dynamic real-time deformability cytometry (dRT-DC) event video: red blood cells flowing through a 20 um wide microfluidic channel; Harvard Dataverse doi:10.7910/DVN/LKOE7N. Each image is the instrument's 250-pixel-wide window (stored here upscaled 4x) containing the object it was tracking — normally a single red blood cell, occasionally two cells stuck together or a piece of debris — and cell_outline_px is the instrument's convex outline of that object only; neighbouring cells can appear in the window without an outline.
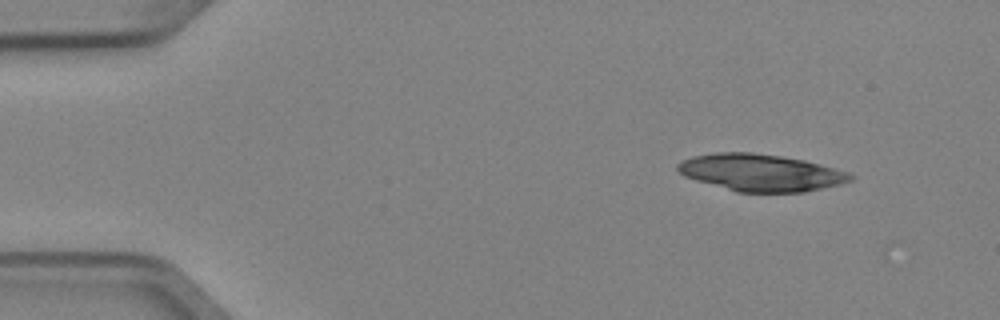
{"species": "Egyptian fruit bat (a non-hibernating species)", "species_latin": "Rousettus aegyptiacus", "temperature_condition": "cold", "stored_images_in_passage": 4, "camera_frame_rate_fps": 3000, "um_per_image_px": 0.085, "animal": {"sex": "female"}, "frame": {"image": 1, "passage_image": 4, "time_ms": 1.0, "image_size_px": [1000, 320], "cell_outline_px": [[852, 180], [804, 192], [736, 192], [696, 180], [684, 176], [676, 168], [676, 164], [680, 160], [692, 156], [716, 152], [752, 152], [780, 156], [804, 160], [820, 164], [848, 172], [852, 176]], "centroid_in_image_um": [64.59, 14.66], "position_along_channel_um": 20.4, "area_um2": 37.05}}